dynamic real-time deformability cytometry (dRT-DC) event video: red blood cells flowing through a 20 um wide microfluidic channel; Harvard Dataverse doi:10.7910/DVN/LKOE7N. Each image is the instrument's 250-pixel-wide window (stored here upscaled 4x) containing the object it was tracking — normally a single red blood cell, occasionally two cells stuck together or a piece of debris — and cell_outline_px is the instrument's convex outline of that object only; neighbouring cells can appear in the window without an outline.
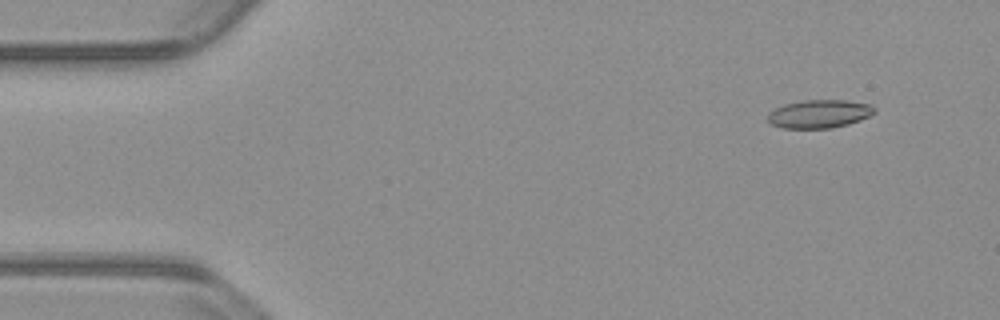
{"species": "common noctule bat (a hibernating species)", "species_latin": "Nyctalus noctula", "temperature_condition": "warm", "stored_images_in_passage": 8, "camera_frame_rate_fps": 3000, "um_per_image_px": 0.085, "animal": {"sex": "male", "body_mass_g": 23.1, "forearm_length_mm": 52.7}, "frame": {"image": 1, "passage_image": 1, "time_ms": 0.0, "image_size_px": [1000, 320], "cell_outline_px": [[876, 112], [860, 120], [848, 124], [832, 128], [780, 128], [772, 124], [768, 120], [768, 112], [784, 104], [804, 100], [844, 100], [872, 104], [876, 108]], "centroid_in_image_um": [69.65, 9.67], "position_along_channel_um": 15.3, "area_um2": 17.63}}